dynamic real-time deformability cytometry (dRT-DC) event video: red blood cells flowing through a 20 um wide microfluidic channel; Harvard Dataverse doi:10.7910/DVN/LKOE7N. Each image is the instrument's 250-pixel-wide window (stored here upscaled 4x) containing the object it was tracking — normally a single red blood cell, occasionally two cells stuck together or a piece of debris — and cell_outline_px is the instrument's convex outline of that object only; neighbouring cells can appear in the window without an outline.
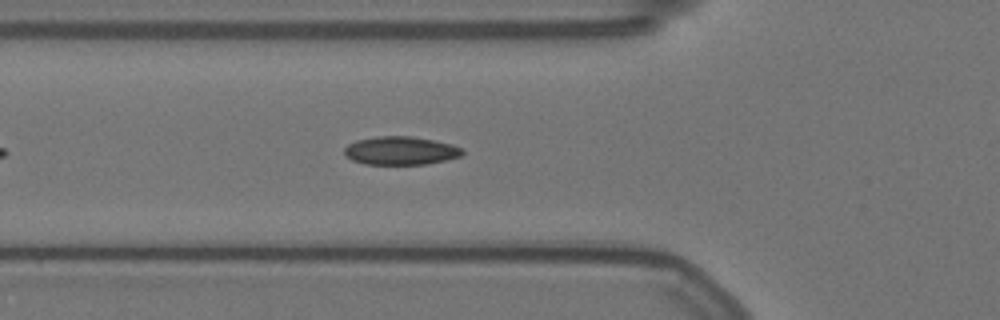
{"species": "Egyptian fruit bat (a non-hibernating species)", "species_latin": "Rousettus aegyptiacus", "temperature_condition": "warm", "stored_images_in_passage": 31, "camera_frame_rate_fps": 3000, "um_per_image_px": 0.085, "animal": {"sex": "female"}, "frame": {"image": 1, "passage_image": 9, "time_ms": 2.667, "image_size_px": [1000, 320], "cell_outline_px": [[464, 152], [460, 156], [428, 164], [364, 164], [352, 160], [344, 156], [344, 148], [348, 144], [356, 140], [376, 136], [412, 136], [452, 144], [464, 148]], "centroid_in_image_um": [34.03, 12.8], "position_along_channel_um": 91.8, "area_um2": 19.59}}
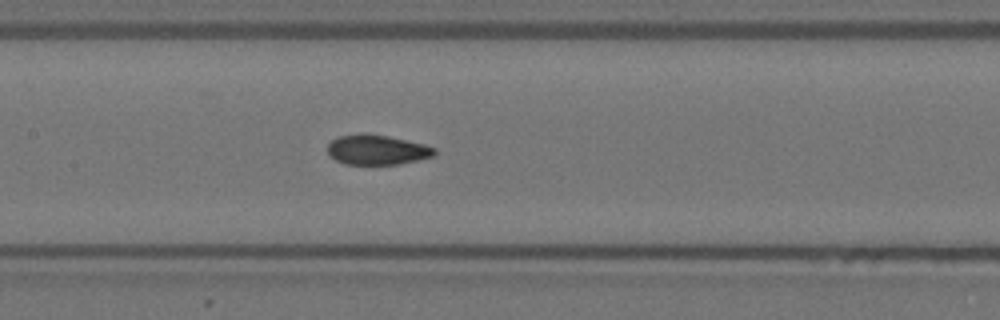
{"frame": {"image": 2, "passage_image": 16, "time_ms": 5.0, "image_size_px": [1000, 320], "cell_outline_px": [[436, 152], [432, 156], [400, 164], [344, 164], [328, 156], [328, 144], [332, 140], [340, 136], [364, 132], [388, 136], [424, 144], [436, 148]], "centroid_in_image_um": [32.01, 12.72], "position_along_channel_um": 175.4, "area_um2": 18.67}}
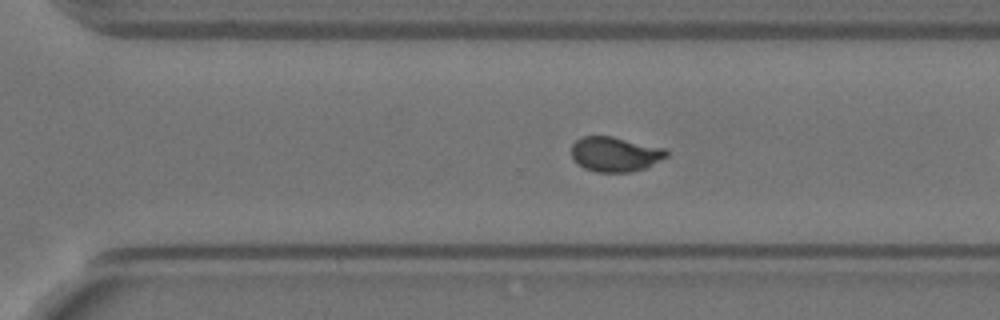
{"frame": {"image": 3, "passage_image": 25, "time_ms": 8.0, "image_size_px": [1000, 320], "cell_outline_px": [[668, 156], [644, 168], [632, 172], [596, 172], [584, 168], [572, 156], [572, 144], [580, 136], [612, 136], [664, 148], [668, 152]], "centroid_in_image_um": [52.28, 13.1], "position_along_channel_um": 318.3, "area_um2": 19.13}, "authors_computed_cell_mechanics": {"area_um2": 19.363, "velocity_mm_per_s": 3.556, "shape_relaxation_time_tau1_ms": 9.777, "shape_relaxation_time_tau2_ms": null, "deformation_change_tau1": 0.2824, "deformation_change_tau2": null}}